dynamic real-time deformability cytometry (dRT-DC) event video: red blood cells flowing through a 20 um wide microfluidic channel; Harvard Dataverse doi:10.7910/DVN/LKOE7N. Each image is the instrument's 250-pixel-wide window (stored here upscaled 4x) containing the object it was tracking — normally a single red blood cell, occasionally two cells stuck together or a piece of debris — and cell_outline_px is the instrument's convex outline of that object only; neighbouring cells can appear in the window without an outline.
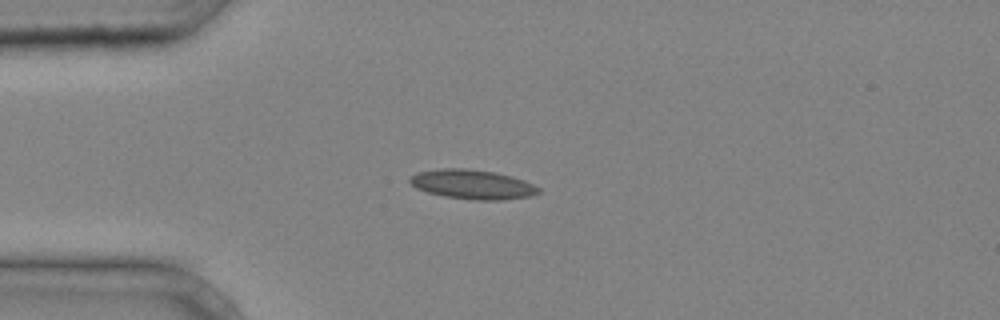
{"species": "common noctule bat (a hibernating species)", "species_latin": "Nyctalus noctula", "temperature_condition": "cold", "stored_images_in_passage": 31, "camera_frame_rate_fps": 3000, "um_per_image_px": 0.085, "animal": {"sex": "male", "body_mass_g": 20.4}, "frame": {"image": 1, "passage_image": 1, "time_ms": 0.0, "image_size_px": [1000, 320], "cell_outline_px": [[540, 192], [528, 196], [504, 200], [476, 200], [444, 196], [428, 192], [416, 188], [408, 180], [408, 176], [416, 172], [440, 168], [468, 168], [496, 172], [512, 176], [524, 180], [540, 188]], "centroid_in_image_um": [40.13, 15.66], "position_along_channel_um": 44.9, "area_um2": 22.2}}
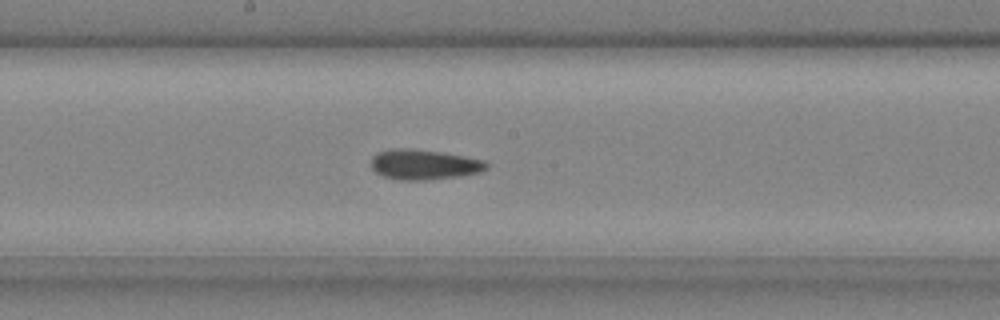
{"frame": {"image": 2, "passage_image": 13, "time_ms": 4.0, "image_size_px": [1000, 320], "cell_outline_px": [[488, 168], [480, 172], [460, 176], [424, 180], [400, 180], [384, 176], [376, 172], [372, 168], [372, 156], [376, 152], [388, 148], [412, 148], [440, 152], [464, 156], [484, 160], [488, 164]], "centroid_in_image_um": [36.02, 13.97], "position_along_channel_um": 212.2, "area_um2": 20.35}}
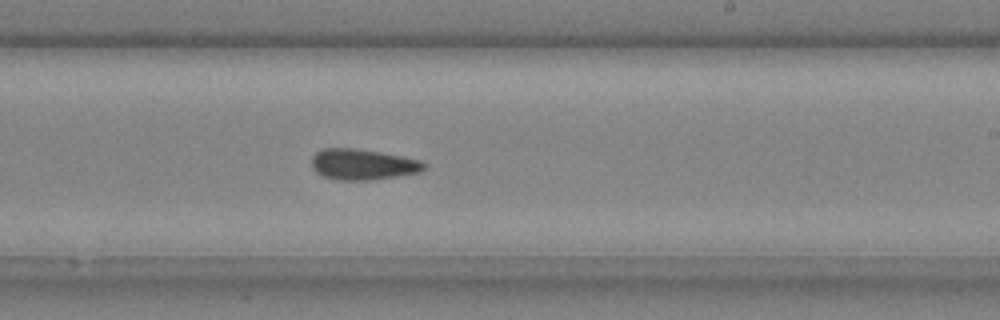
{"frame": {"image": 3, "passage_image": 16, "time_ms": 5.0, "image_size_px": [1000, 320], "cell_outline_px": [[428, 168], [420, 172], [396, 176], [368, 180], [336, 180], [324, 176], [316, 172], [312, 164], [312, 156], [316, 152], [324, 148], [352, 148], [380, 152], [420, 160], [428, 164]], "centroid_in_image_um": [30.86, 13.97], "position_along_channel_um": 258.1, "area_um2": 20.11}}